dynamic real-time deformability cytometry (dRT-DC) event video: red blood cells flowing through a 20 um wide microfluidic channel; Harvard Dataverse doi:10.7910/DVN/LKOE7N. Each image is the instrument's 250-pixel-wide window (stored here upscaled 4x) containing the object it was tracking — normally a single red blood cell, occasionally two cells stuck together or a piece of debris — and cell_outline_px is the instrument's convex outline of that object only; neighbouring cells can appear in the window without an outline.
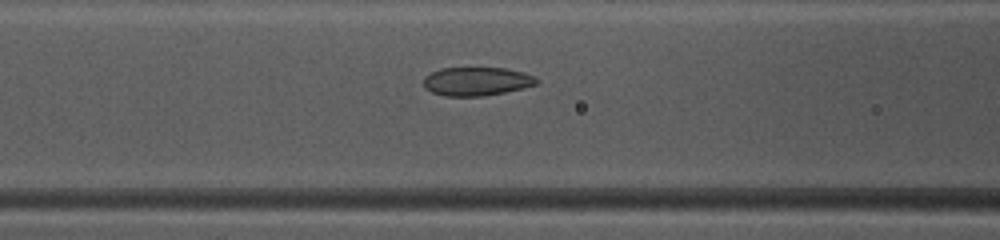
{"species": "common noctule bat (a hibernating species)", "species_latin": "Nyctalus noctula", "temperature_condition": "warm", "stored_images_in_passage": 48, "camera_frame_rate_fps": 3000, "um_per_image_px": 0.085, "animal": {"sex": "female", "body_mass_g": 10.0, "forearm_length_mm": 53.1}, "frame": {"image": 1, "passage_image": 20, "time_ms": 6.333, "image_size_px": [1000, 240], "cell_outline_px": [[536, 84], [504, 92], [484, 96], [444, 96], [432, 92], [424, 88], [424, 76], [440, 68], [508, 68], [524, 72], [536, 76]], "centroid_in_image_um": [40.48, 6.91], "position_along_channel_um": 126.1, "area_um2": 18.79}}
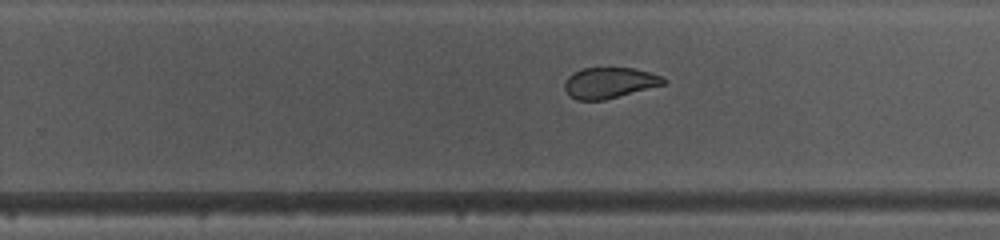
{"frame": {"image": 2, "passage_image": 31, "time_ms": 10.0, "image_size_px": [1000, 240], "cell_outline_px": [[668, 80], [664, 84], [604, 100], [576, 100], [568, 96], [564, 88], [564, 84], [568, 76], [572, 72], [584, 68], [632, 68], [648, 72], [660, 76]], "centroid_in_image_um": [51.74, 7.04], "position_along_channel_um": 278.1, "area_um2": 17.69}}
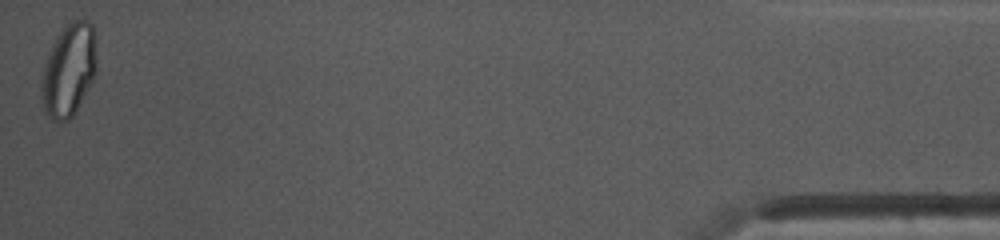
{"frame": {"image": 3, "passage_image": 48, "time_ms": 15.667, "image_size_px": [1000, 240], "cell_outline_px": [[96, 72], [76, 112], [64, 124], [60, 124], [48, 116], [44, 112], [40, 96], [40, 84], [44, 68], [48, 56], [60, 32], [68, 24], [76, 20], [88, 20], [92, 24], [96, 60]], "centroid_in_image_um": [5.83, 6.05], "position_along_channel_um": 429.4, "area_um2": 29.54}, "authors_computed_cell_mechanics": {"area_um2": 20.9814, "velocity_mm_per_s": 4.144, "shape_relaxation_time_tau1_ms": null, "shape_relaxation_time_tau2_ms": 1.602, "deformation_change_tau1": null, "deformation_change_tau2": 0.0731}}